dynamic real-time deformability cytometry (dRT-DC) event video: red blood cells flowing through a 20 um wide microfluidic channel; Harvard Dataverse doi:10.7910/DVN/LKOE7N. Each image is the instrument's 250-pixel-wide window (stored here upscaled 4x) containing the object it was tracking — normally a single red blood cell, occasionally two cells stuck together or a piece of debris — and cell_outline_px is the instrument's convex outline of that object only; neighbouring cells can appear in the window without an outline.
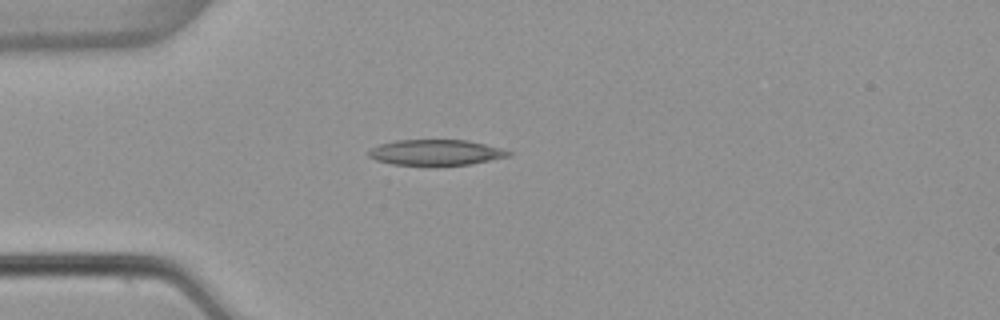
{"species": "common noctule bat (a hibernating species)", "species_latin": "Nyctalus noctula", "temperature_condition": "warm", "stored_images_in_passage": 39, "camera_frame_rate_fps": 3000, "um_per_image_px": 0.085, "animal": {"sex": "female", "body_mass_g": 22.7, "forearm_length_mm": 54.2}, "frame": {"image": 1, "passage_image": 1, "time_ms": 0.0, "image_size_px": [1000, 320], "cell_outline_px": [[512, 156], [468, 164], [392, 164], [376, 160], [368, 156], [368, 152], [372, 148], [380, 144], [396, 140], [468, 140], [500, 148], [512, 152]], "centroid_in_image_um": [37.05, 12.94], "position_along_channel_um": 47.9, "area_um2": 20.46}}
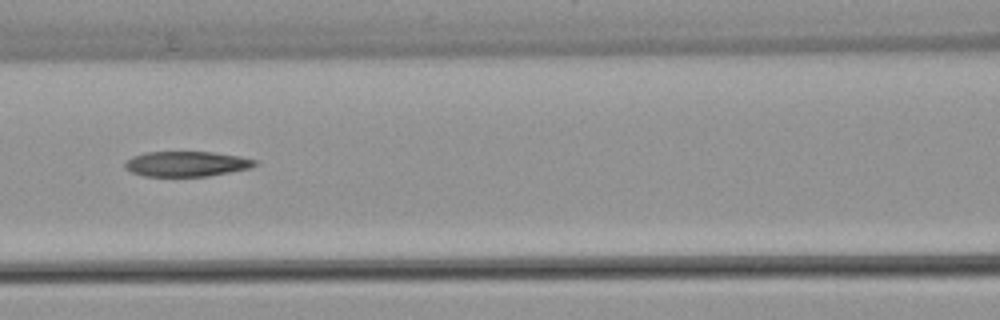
{"frame": {"image": 2, "passage_image": 10, "time_ms": 3.0, "image_size_px": [1000, 320], "cell_outline_px": [[260, 164], [252, 168], [208, 176], [144, 176], [132, 172], [124, 168], [124, 164], [132, 156], [144, 152], [212, 152], [240, 156], [256, 160]], "centroid_in_image_um": [15.89, 13.93], "position_along_channel_um": 150.7, "area_um2": 19.19}}
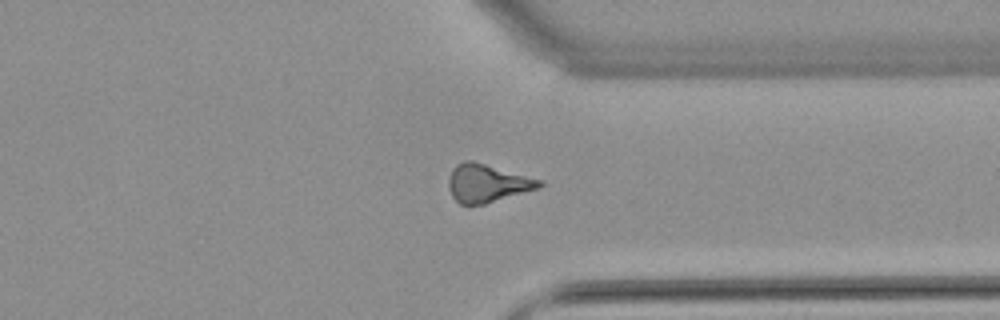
{"frame": {"image": 3, "passage_image": 27, "time_ms": 8.667, "image_size_px": [1000, 320], "cell_outline_px": [[544, 184], [540, 188], [484, 204], [460, 204], [452, 196], [448, 188], [448, 180], [452, 168], [456, 164], [464, 160], [472, 160], [544, 180]], "centroid_in_image_um": [41.43, 15.56], "position_along_channel_um": 370.0, "area_um2": 20.29}, "authors_computed_cell_mechanics": {"area_um2": 19.8832, "velocity_mm_per_s": 3.9016, "shape_relaxation_time_tau1_ms": null, "shape_relaxation_time_tau2_ms": 9.1071, "deformation_change_tau1": null, "deformation_change_tau2": 0.2432}}